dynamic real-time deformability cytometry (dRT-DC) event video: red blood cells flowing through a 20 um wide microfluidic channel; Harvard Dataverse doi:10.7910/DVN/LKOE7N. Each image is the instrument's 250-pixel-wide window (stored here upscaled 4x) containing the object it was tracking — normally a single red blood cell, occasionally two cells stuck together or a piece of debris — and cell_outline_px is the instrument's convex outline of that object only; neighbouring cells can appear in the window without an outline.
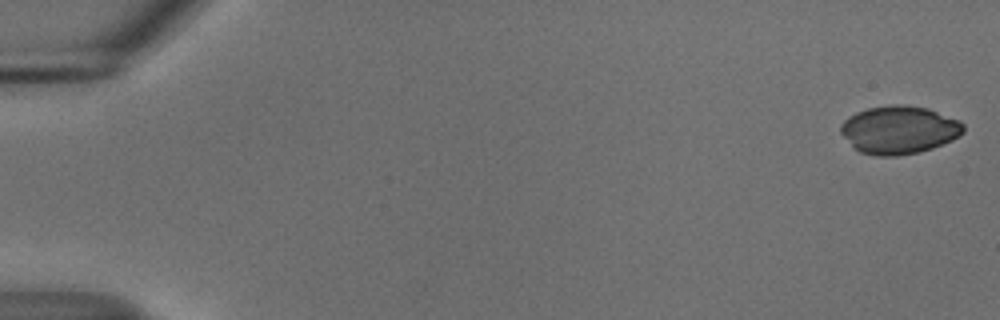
{"species": "common noctule bat (a hibernating species)", "species_latin": "Nyctalus noctula", "temperature_condition": "cold", "stored_images_in_passage": 54, "camera_frame_rate_fps": 3000, "um_per_image_px": 0.085, "animal": {"sex": "male", "body_mass_g": 18.8}, "frame": {"image": 1, "passage_image": 1, "time_ms": 0.0, "image_size_px": [1000, 320], "cell_outline_px": [[964, 132], [960, 136], [952, 140], [932, 148], [916, 152], [896, 156], [876, 156], [860, 152], [840, 132], [840, 124], [848, 116], [856, 112], [868, 108], [888, 104], [904, 104], [928, 108], [960, 120], [964, 124]], "centroid_in_image_um": [76.43, 11.02], "position_along_channel_um": 8.6, "area_um2": 34.45}}
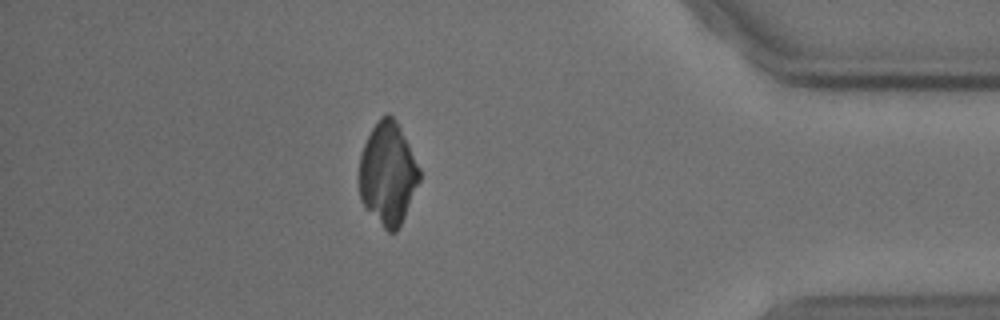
{"frame": {"image": 2, "passage_image": 48, "time_ms": 15.667, "image_size_px": [1000, 320], "cell_outline_px": [[420, 180], [404, 216], [396, 232], [388, 232], [384, 228], [360, 200], [360, 156], [364, 144], [372, 128], [380, 116], [388, 112], [396, 120], [420, 168]], "centroid_in_image_um": [32.97, 14.73], "position_along_channel_um": 402.2, "area_um2": 35.49}}